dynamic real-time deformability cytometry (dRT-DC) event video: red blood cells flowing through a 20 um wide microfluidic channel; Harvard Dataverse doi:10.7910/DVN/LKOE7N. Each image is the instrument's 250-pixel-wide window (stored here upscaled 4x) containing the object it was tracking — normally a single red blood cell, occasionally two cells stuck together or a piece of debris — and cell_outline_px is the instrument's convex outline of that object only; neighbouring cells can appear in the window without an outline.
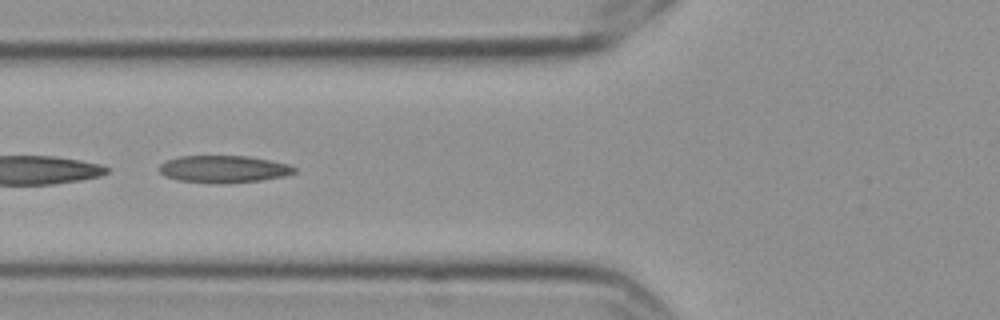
{"species": "Egyptian fruit bat (a non-hibernating species)", "species_latin": "Rousettus aegyptiacus", "temperature_condition": "cold", "stored_images_in_passage": 9, "camera_frame_rate_fps": 3000, "um_per_image_px": 0.085, "frame": {"image": 1, "passage_image": 6, "time_ms": 1.667, "image_size_px": [1000, 320], "cell_outline_px": [[296, 172], [284, 176], [260, 180], [220, 184], [216, 184], [180, 180], [164, 176], [160, 172], [160, 164], [168, 160], [180, 156], [248, 156], [288, 164], [296, 168]], "centroid_in_image_um": [19.01, 14.37], "position_along_channel_um": 106.8, "area_um2": 21.27}}
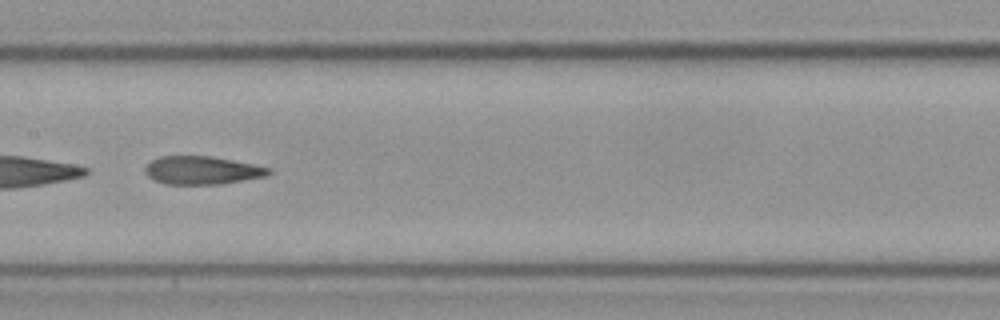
{"frame": {"image": 2, "passage_image": 8, "time_ms": 2.333, "image_size_px": [1000, 320], "cell_outline_px": [[272, 172], [264, 176], [220, 184], [164, 184], [148, 176], [144, 172], [144, 168], [152, 160], [160, 156], [208, 156], [232, 160], [272, 168]], "centroid_in_image_um": [17.15, 14.47], "position_along_channel_um": 190.2, "area_um2": 20.06}}